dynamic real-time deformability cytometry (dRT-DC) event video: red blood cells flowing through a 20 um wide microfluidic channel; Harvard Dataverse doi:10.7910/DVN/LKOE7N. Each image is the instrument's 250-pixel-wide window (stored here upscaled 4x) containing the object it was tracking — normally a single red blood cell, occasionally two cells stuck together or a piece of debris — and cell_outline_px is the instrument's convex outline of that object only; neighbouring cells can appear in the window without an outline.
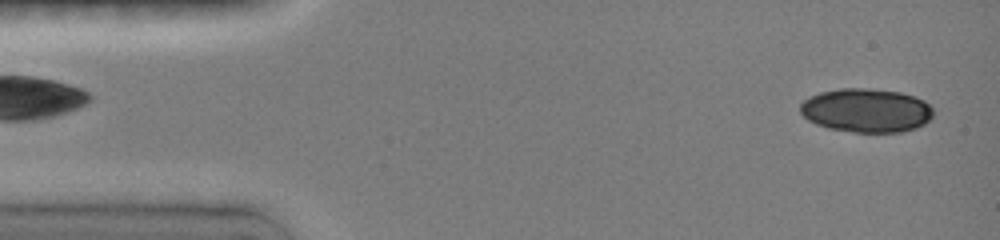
{"species": "common noctule bat (a hibernating species)", "species_latin": "Nyctalus noctula", "temperature_condition": "room temperature", "stored_images_in_passage": 24, "camera_frame_rate_fps": 3000, "um_per_image_px": 0.085, "animal": {"sex": "female", "body_mass_g": 19.0, "forearm_length_mm": 51.5}, "frame": {"image": 1, "passage_image": 2, "time_ms": 0.333, "image_size_px": [1000, 240], "cell_outline_px": [[932, 116], [924, 124], [916, 128], [900, 132], [856, 132], [828, 128], [816, 124], [808, 120], [800, 112], [800, 104], [804, 100], [820, 92], [840, 88], [864, 88], [900, 92], [924, 100], [932, 108]], "centroid_in_image_um": [73.62, 9.38], "position_along_channel_um": 11.4, "area_um2": 33.81}}